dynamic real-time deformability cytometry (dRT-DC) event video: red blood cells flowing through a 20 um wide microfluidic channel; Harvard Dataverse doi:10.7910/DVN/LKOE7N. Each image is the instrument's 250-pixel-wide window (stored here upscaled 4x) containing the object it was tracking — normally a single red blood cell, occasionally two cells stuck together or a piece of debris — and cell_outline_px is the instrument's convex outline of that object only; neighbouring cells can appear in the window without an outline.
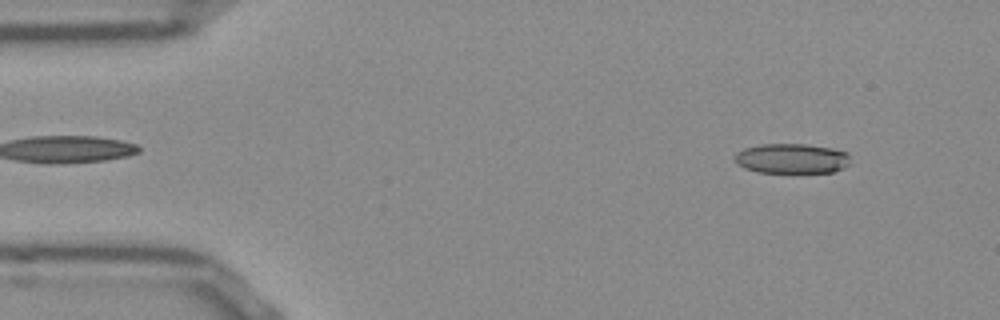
{"species": "Egyptian fruit bat (a non-hibernating species)", "species_latin": "Rousettus aegyptiacus", "temperature_condition": "room temperature", "stored_images_in_passage": 52, "camera_frame_rate_fps": 3000, "um_per_image_px": 0.085, "frame": {"image": 1, "passage_image": 5, "time_ms": 1.333, "image_size_px": [1000, 320], "cell_outline_px": [[848, 164], [844, 168], [832, 172], [756, 172], [744, 168], [736, 164], [732, 160], [732, 156], [736, 152], [744, 148], [760, 144], [804, 144], [832, 148], [848, 152]], "centroid_in_image_um": [67.22, 13.47], "position_along_channel_um": 17.8, "area_um2": 20.35}}
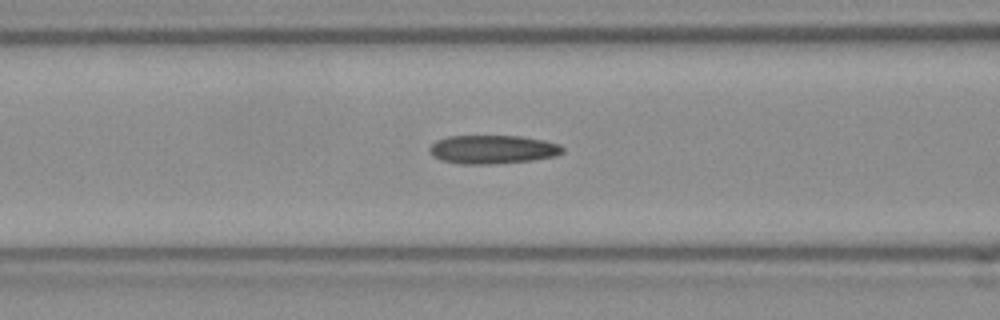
{"frame": {"image": 2, "passage_image": 20, "time_ms": 6.333, "image_size_px": [1000, 320], "cell_outline_px": [[564, 152], [556, 156], [532, 160], [496, 164], [460, 164], [440, 160], [432, 156], [428, 152], [428, 148], [436, 140], [448, 136], [520, 136], [544, 140], [560, 144], [564, 148]], "centroid_in_image_um": [41.86, 12.7], "position_along_channel_um": 124.7, "area_um2": 22.48}}
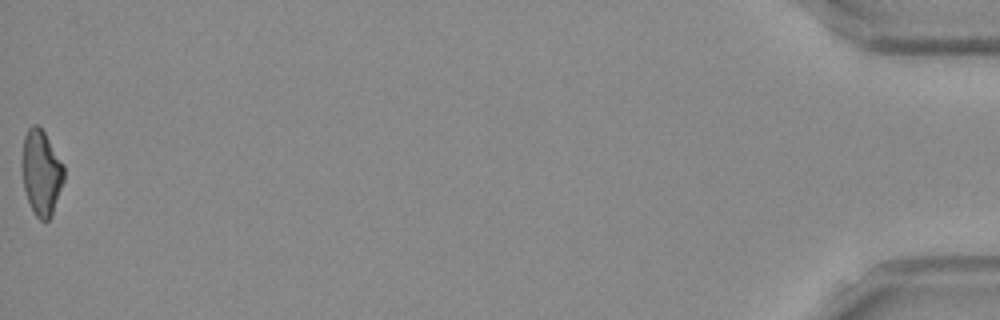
{"frame": {"image": 3, "passage_image": 52, "time_ms": 17.0, "image_size_px": [1000, 320], "cell_outline_px": [[64, 180], [52, 216], [48, 220], [40, 220], [36, 216], [28, 200], [24, 188], [20, 168], [24, 136], [28, 128], [32, 124], [36, 124], [44, 132], [64, 164]], "centroid_in_image_um": [3.5, 14.66], "position_along_channel_um": 431.7, "area_um2": 21.04}, "authors_computed_cell_mechanics": {"area_um2": 21.4149, "velocity_mm_per_s": 3.8659, "shape_relaxation_time_tau1_ms": null, "shape_relaxation_time_tau2_ms": 3.0342, "deformation_change_tau1": null, "deformation_change_tau2": 0.1304}}